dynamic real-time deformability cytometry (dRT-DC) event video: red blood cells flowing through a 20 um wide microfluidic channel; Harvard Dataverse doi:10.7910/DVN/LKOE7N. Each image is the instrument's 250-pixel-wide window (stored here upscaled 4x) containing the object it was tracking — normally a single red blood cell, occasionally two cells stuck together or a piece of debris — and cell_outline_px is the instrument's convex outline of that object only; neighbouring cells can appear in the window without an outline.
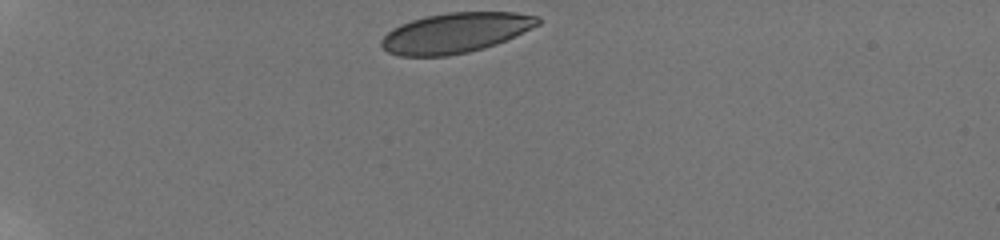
{"species": "human", "species_latin": "Homo sapiens", "temperature_condition": "room temperature", "stored_images_in_passage": 6, "camera_frame_rate_fps": 3000, "um_per_image_px": 0.085, "donor": {"sex": "male"}, "frame": {"image": 1, "passage_image": 1, "time_ms": 0.0, "image_size_px": [1000, 240], "cell_outline_px": [[540, 24], [496, 44], [484, 48], [468, 52], [448, 56], [400, 56], [388, 52], [380, 44], [380, 40], [392, 28], [400, 24], [424, 16], [448, 12], [516, 12], [540, 16]], "centroid_in_image_um": [38.7, 2.78], "position_along_channel_um": 46.3, "area_um2": 36.59}}
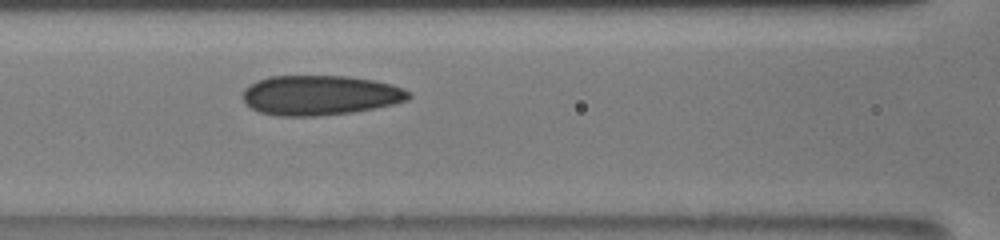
{"frame": {"image": 2, "passage_image": 6, "time_ms": 4.0, "image_size_px": [1000, 240], "cell_outline_px": [[412, 96], [408, 100], [392, 104], [352, 112], [320, 116], [276, 116], [260, 112], [252, 108], [244, 100], [244, 88], [248, 84], [256, 80], [268, 76], [348, 76], [376, 80], [392, 84], [404, 88]], "centroid_in_image_um": [27.2, 8.08], "position_along_channel_um": 139.4, "area_um2": 38.67}}